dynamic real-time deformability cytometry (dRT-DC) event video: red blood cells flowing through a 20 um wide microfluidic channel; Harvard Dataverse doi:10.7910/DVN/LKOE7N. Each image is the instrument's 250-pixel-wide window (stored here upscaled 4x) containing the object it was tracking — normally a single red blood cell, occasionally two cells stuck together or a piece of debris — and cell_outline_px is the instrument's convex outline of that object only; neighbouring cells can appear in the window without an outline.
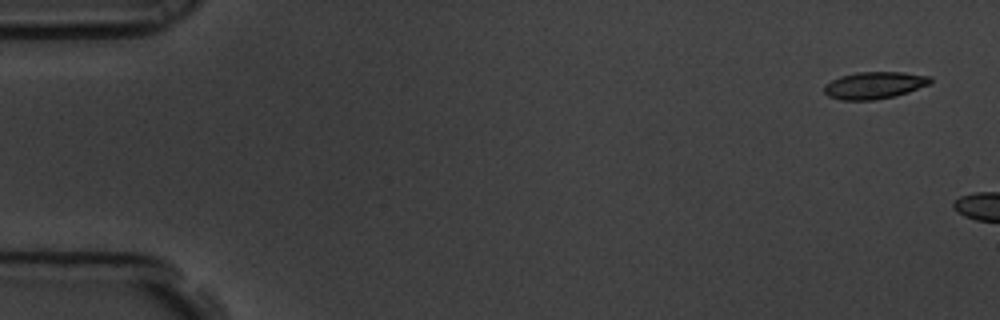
{"species": "common noctule bat (a hibernating species)", "species_latin": "Nyctalus noctula", "temperature_condition": "room temperature", "stored_images_in_passage": 3, "camera_frame_rate_fps": 3000, "um_per_image_px": 0.085, "animal": {"sex": "male", "body_mass_g": 19.5, "forearm_length_mm": 54.6}, "frame": {"image": 1, "passage_image": 1, "time_ms": 0.0, "image_size_px": [1000, 320], "cell_outline_px": [[932, 84], [896, 96], [876, 100], [840, 100], [828, 96], [824, 92], [824, 84], [840, 76], [856, 72], [904, 72], [932, 76]], "centroid_in_image_um": [74.35, 7.25], "position_along_channel_um": 10.6, "area_um2": 17.05}}